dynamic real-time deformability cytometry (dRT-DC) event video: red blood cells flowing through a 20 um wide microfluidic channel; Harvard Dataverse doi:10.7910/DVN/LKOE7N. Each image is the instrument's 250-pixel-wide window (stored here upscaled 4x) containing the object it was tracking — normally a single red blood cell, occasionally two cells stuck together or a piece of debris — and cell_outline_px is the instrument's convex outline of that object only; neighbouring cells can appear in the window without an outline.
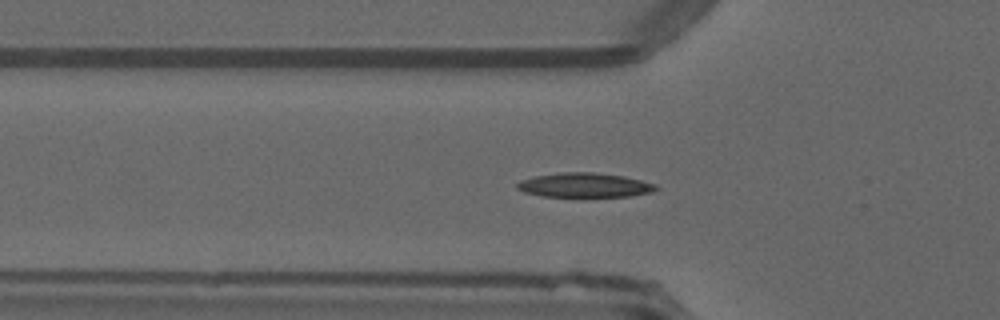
{"species": "common noctule bat (a hibernating species)", "species_latin": "Nyctalus noctula", "temperature_condition": "warm", "stored_images_in_passage": 40, "camera_frame_rate_fps": 3000, "um_per_image_px": 0.085, "animal": {"sex": "male", "forearm_length_mm": 52.5}, "frame": {"image": 1, "passage_image": 5, "time_ms": 1.333, "image_size_px": [1000, 320], "cell_outline_px": [[660, 188], [652, 192], [628, 196], [544, 196], [524, 192], [516, 188], [516, 184], [520, 180], [532, 176], [560, 172], [592, 172], [624, 176], [656, 184]], "centroid_in_image_um": [49.67, 15.72], "position_along_channel_um": 76.1, "area_um2": 19.71}}
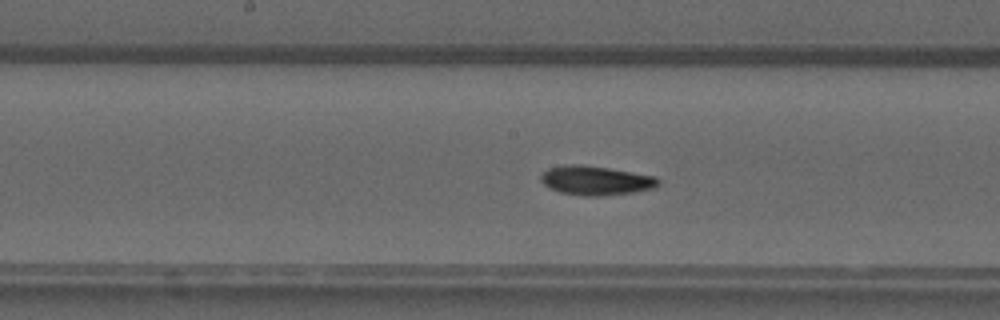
{"frame": {"image": 2, "passage_image": 14, "time_ms": 4.333, "image_size_px": [1000, 320], "cell_outline_px": [[660, 184], [656, 188], [632, 192], [600, 196], [584, 196], [560, 192], [548, 188], [540, 180], [540, 176], [548, 168], [564, 164], [580, 164], [608, 168], [656, 176], [660, 180]], "centroid_in_image_um": [50.64, 15.34], "position_along_channel_um": 197.6, "area_um2": 20.11}}
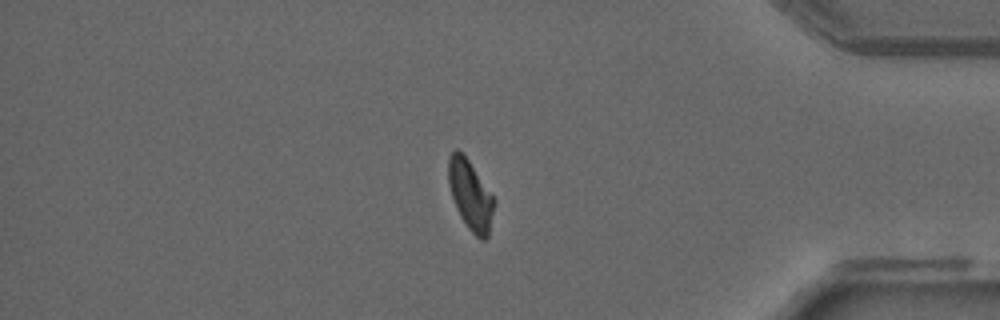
{"frame": {"image": 3, "passage_image": 31, "time_ms": 10.0, "image_size_px": [1000, 320], "cell_outline_px": [[496, 200], [488, 236], [484, 240], [480, 240], [468, 228], [460, 216], [456, 208], [448, 184], [448, 160], [452, 152], [456, 148], [468, 160]], "centroid_in_image_um": [39.99, 16.61], "position_along_channel_um": 395.2, "area_um2": 18.38}}